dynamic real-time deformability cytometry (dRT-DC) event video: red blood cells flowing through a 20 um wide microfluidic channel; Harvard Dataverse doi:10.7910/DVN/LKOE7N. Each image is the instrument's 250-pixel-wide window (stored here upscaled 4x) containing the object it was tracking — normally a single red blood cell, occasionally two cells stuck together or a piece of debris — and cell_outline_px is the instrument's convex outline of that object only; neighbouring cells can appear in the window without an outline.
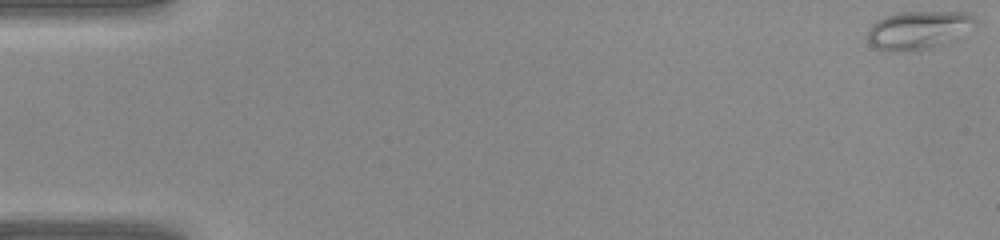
{"species": "common noctule bat (a hibernating species)", "species_latin": "Nyctalus noctula", "temperature_condition": "warm", "stored_images_in_passage": 12, "camera_frame_rate_fps": 3000, "um_per_image_px": 0.085, "animal": {"sex": "female", "body_mass_g": 22.0, "forearm_length_mm": 56.7}, "frame": {"image": 1, "passage_image": 1, "time_ms": 0.0, "image_size_px": [1000, 240], "cell_outline_px": [[976, 24], [944, 44], [920, 52], [888, 52], [876, 48], [868, 40], [868, 28], [876, 20], [884, 16], [900, 12], [968, 12], [976, 20]], "centroid_in_image_um": [78.0, 2.58], "position_along_channel_um": 7.0, "area_um2": 24.22}}